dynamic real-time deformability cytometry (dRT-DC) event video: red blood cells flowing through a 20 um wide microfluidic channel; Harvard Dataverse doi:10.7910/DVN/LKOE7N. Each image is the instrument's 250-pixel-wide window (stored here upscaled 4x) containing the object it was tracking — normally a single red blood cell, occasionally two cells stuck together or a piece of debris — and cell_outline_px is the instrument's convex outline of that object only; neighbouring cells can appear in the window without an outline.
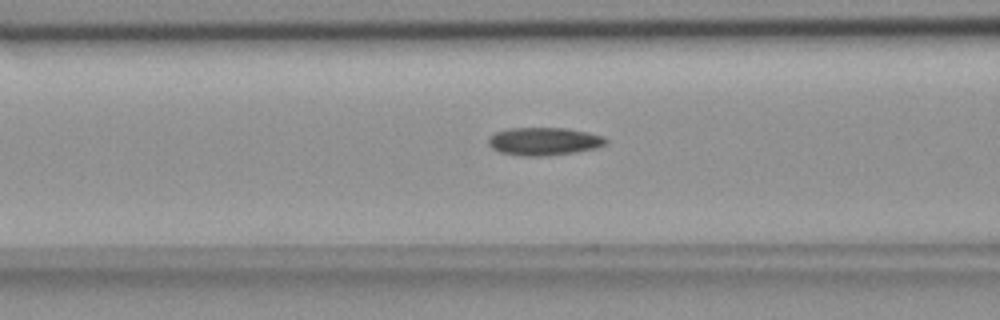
{"species": "common noctule bat (a hibernating species)", "species_latin": "Nyctalus noctula", "temperature_condition": "room temperature", "stored_images_in_passage": 37, "camera_frame_rate_fps": 3000, "um_per_image_px": 0.085, "animal": {"sex": "female", "body_mass_g": 18.4}, "frame": {"image": 1, "passage_image": 11, "time_ms": 3.333, "image_size_px": [1000, 320], "cell_outline_px": [[608, 144], [596, 148], [576, 152], [544, 156], [520, 156], [500, 152], [492, 148], [488, 144], [488, 140], [496, 132], [512, 128], [568, 128], [588, 132], [604, 136], [608, 140]], "centroid_in_image_um": [46.29, 12.02], "position_along_channel_um": 120.3, "area_um2": 19.19}}
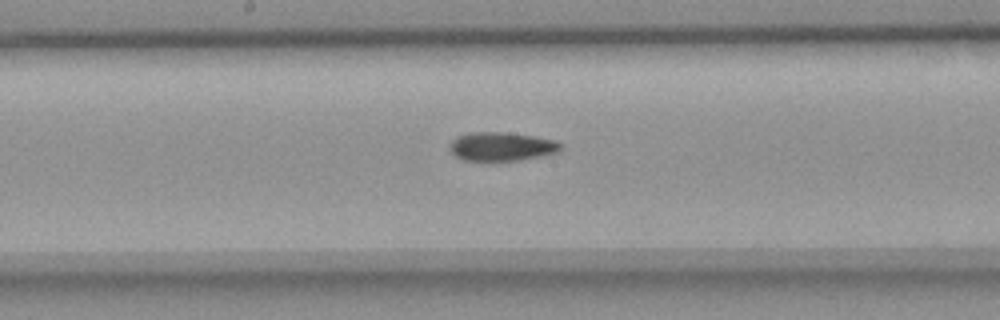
{"frame": {"image": 2, "passage_image": 18, "time_ms": 5.667, "image_size_px": [1000, 320], "cell_outline_px": [[560, 152], [544, 156], [520, 160], [460, 160], [448, 148], [448, 144], [452, 140], [468, 132], [500, 132], [532, 136], [552, 140], [560, 144]], "centroid_in_image_um": [42.6, 12.46], "position_along_channel_um": 205.6, "area_um2": 18.44}}
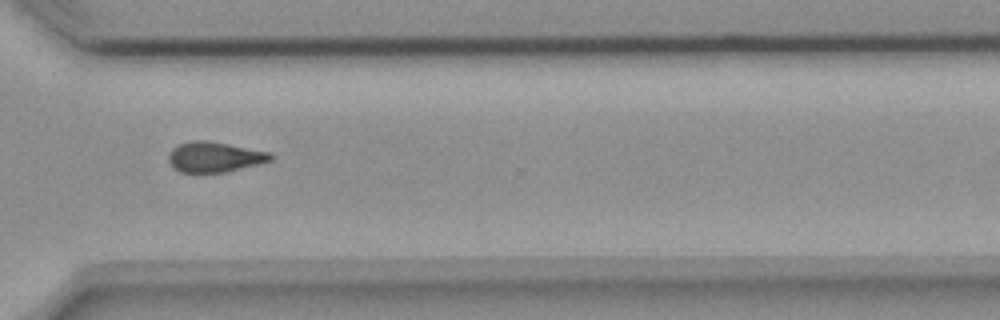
{"frame": {"image": 3, "passage_image": 30, "time_ms": 9.667, "image_size_px": [1000, 320], "cell_outline_px": [[272, 160], [224, 172], [180, 172], [168, 160], [168, 156], [172, 148], [180, 144], [192, 140], [208, 140], [272, 152]], "centroid_in_image_um": [18.24, 13.32], "position_along_channel_um": 352.4, "area_um2": 17.8}, "authors_computed_cell_mechanics": {"area_um2": 18.3226, "velocity_mm_per_s": 3.6563, "shape_relaxation_time_tau1_ms": null, "shape_relaxation_time_tau2_ms": 3.1643, "deformation_change_tau1": null, "deformation_change_tau2": 0.0955}}